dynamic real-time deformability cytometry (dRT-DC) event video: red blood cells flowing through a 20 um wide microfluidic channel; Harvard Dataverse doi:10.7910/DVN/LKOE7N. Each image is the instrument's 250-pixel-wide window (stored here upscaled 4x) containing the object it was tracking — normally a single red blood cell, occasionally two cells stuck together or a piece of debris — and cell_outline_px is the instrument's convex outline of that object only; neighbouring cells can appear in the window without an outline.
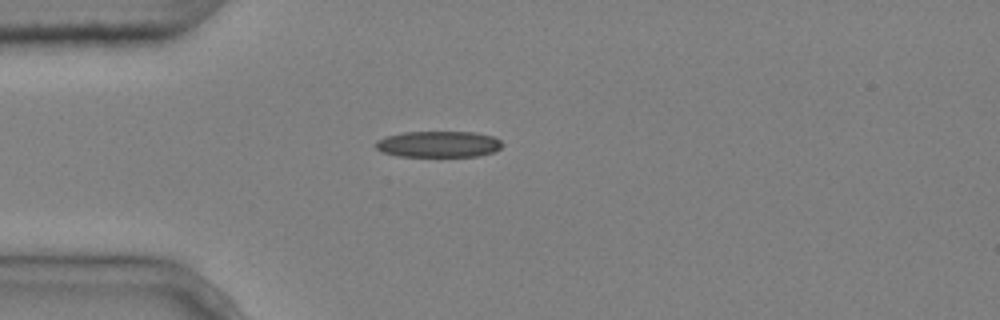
{"species": "common noctule bat (a hibernating species)", "species_latin": "Nyctalus noctula", "temperature_condition": "cold", "stored_images_in_passage": 4, "camera_frame_rate_fps": 3000, "um_per_image_px": 0.085, "animal": {"sex": "male", "body_mass_g": 20.4}, "frame": {"image": 1, "passage_image": 4, "time_ms": 1.0, "image_size_px": [1000, 320], "cell_outline_px": [[504, 144], [496, 152], [476, 156], [400, 156], [380, 152], [376, 148], [376, 140], [384, 136], [400, 132], [476, 132], [492, 136], [500, 140]], "centroid_in_image_um": [37.26, 12.25], "position_along_channel_um": 47.7, "area_um2": 19.54}}